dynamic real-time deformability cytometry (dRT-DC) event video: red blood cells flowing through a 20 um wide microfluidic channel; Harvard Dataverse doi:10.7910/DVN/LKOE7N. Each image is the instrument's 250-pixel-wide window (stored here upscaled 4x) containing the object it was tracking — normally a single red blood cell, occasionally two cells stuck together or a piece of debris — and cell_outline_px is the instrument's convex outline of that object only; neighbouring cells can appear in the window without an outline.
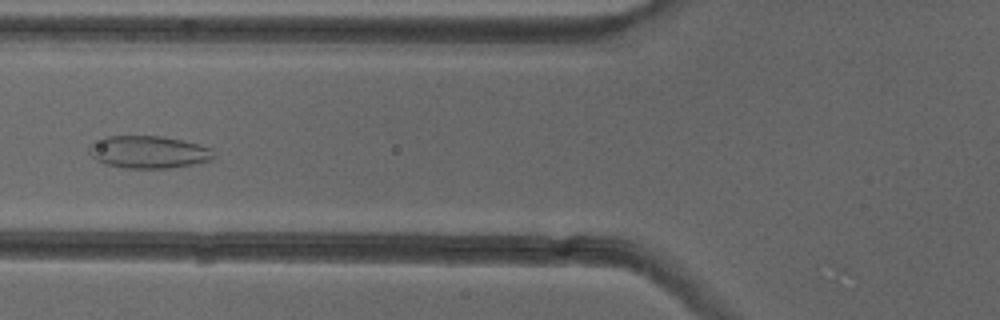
{"species": "common noctule bat (a hibernating species)", "species_latin": "Nyctalus noctula", "temperature_condition": "cold", "stored_images_in_passage": 52, "camera_frame_rate_fps": 3000, "um_per_image_px": 0.085, "animal": {"sex": "female"}, "frame": {"image": 1, "passage_image": 21, "time_ms": 6.667, "image_size_px": [1000, 320], "cell_outline_px": [[212, 160], [192, 164], [168, 168], [124, 168], [104, 164], [96, 160], [88, 152], [88, 144], [92, 140], [104, 136], [160, 136], [184, 140], [200, 144], [212, 148]], "centroid_in_image_um": [12.55, 12.91], "position_along_channel_um": 113.3, "area_um2": 23.87}}
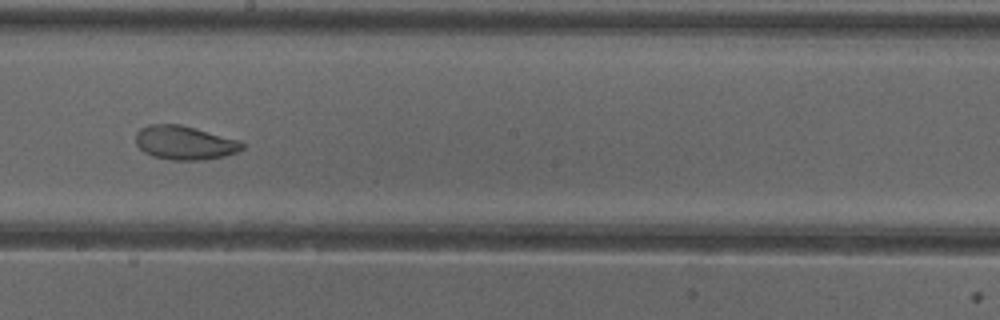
{"frame": {"image": 2, "passage_image": 30, "time_ms": 9.667, "image_size_px": [1000, 320], "cell_outline_px": [[244, 148], [236, 152], [224, 156], [200, 160], [172, 160], [152, 156], [144, 152], [136, 144], [136, 132], [140, 128], [148, 124], [180, 124], [240, 140], [244, 144]], "centroid_in_image_um": [15.68, 12.13], "position_along_channel_um": 232.5, "area_um2": 21.04}}
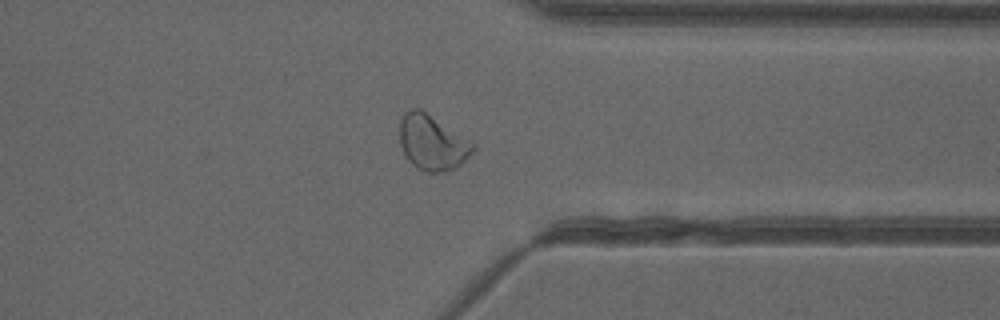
{"frame": {"image": 3, "passage_image": 41, "time_ms": 13.333, "image_size_px": [1000, 320], "cell_outline_px": [[476, 148], [456, 168], [444, 172], [428, 172], [416, 168], [408, 160], [400, 144], [400, 116], [404, 112], [412, 108], [420, 108], [476, 144]], "centroid_in_image_um": [36.73, 12.11], "position_along_channel_um": 374.7, "area_um2": 23.58}, "authors_computed_cell_mechanics": {"area_um2": 25.3742, "velocity_mm_per_s": 3.9709, "shape_relaxation_time_tau1_ms": null, "shape_relaxation_time_tau2_ms": 1.3561, "deformation_change_tau1": null, "deformation_change_tau2": 0.0675}}